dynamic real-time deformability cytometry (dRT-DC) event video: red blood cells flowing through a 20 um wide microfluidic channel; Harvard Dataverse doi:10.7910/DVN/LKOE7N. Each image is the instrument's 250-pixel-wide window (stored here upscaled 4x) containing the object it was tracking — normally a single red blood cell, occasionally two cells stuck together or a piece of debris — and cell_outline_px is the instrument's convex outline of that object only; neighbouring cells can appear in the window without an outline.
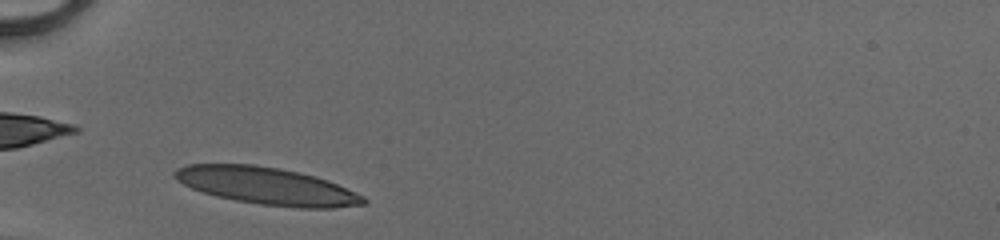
{"species": "human", "species_latin": "Homo sapiens", "temperature_condition": "cold", "stored_images_in_passage": 31, "camera_frame_rate_fps": 3000, "um_per_image_px": 0.085, "donor": {"sex": "male"}, "frame": {"image": 1, "passage_image": 1, "time_ms": 0.0, "image_size_px": [1000, 240], "cell_outline_px": [[368, 200], [364, 204], [332, 208], [300, 208], [260, 204], [236, 200], [216, 196], [192, 188], [176, 180], [172, 176], [172, 172], [176, 168], [184, 164], [256, 164], [280, 168], [300, 172], [316, 176], [328, 180], [364, 196]], "centroid_in_image_um": [22.66, 15.79], "position_along_channel_um": 62.3, "area_um2": 41.1}}
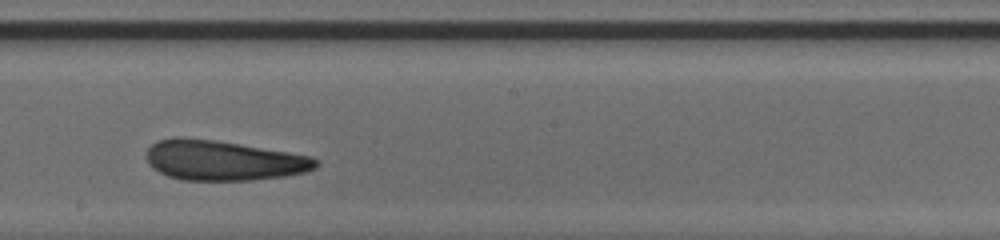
{"frame": {"image": 2, "passage_image": 14, "time_ms": 4.333, "image_size_px": [1000, 240], "cell_outline_px": [[320, 164], [316, 168], [304, 172], [284, 176], [252, 180], [184, 180], [168, 176], [152, 168], [148, 164], [148, 148], [156, 140], [172, 136], [184, 136], [240, 144], [312, 156]], "centroid_in_image_um": [18.95, 13.62], "position_along_channel_um": 229.2, "area_um2": 39.54}}
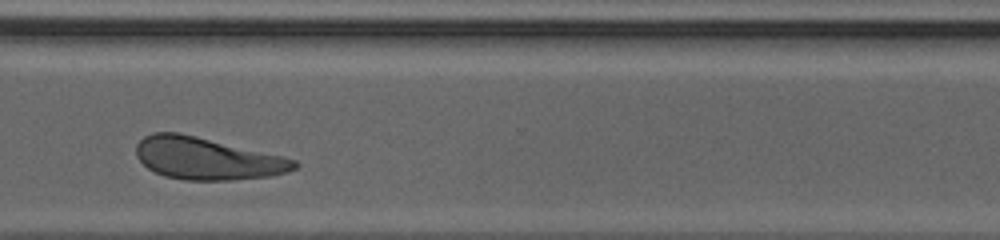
{"frame": {"image": 3, "passage_image": 23, "time_ms": 7.333, "image_size_px": [1000, 240], "cell_outline_px": [[300, 164], [296, 168], [288, 172], [272, 176], [232, 180], [184, 180], [164, 176], [148, 168], [136, 156], [136, 144], [144, 136], [152, 132], [180, 132], [280, 156], [296, 160]], "centroid_in_image_um": [17.58, 13.48], "position_along_channel_um": 353.0, "area_um2": 38.73}, "authors_computed_cell_mechanics": {"area_um2": 39.5352, "velocity_mm_per_s": 4.1103, "shape_relaxation_time_tau1_ms": 2.8651, "shape_relaxation_time_tau2_ms": 1.2849, "deformation_change_tau1": 0.1409, "deformation_change_tau2": 0.0883}}